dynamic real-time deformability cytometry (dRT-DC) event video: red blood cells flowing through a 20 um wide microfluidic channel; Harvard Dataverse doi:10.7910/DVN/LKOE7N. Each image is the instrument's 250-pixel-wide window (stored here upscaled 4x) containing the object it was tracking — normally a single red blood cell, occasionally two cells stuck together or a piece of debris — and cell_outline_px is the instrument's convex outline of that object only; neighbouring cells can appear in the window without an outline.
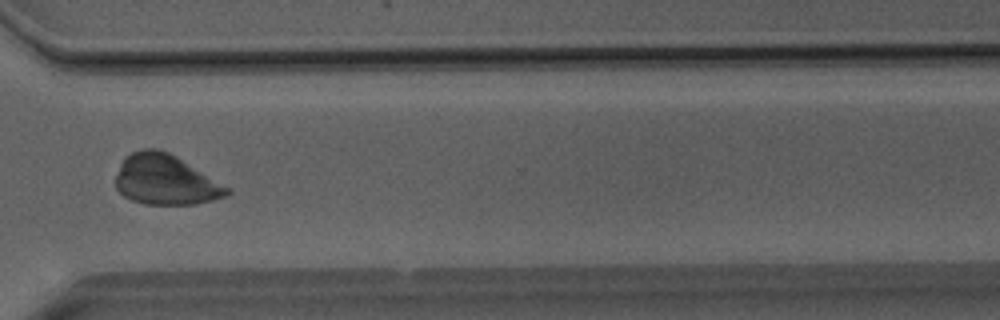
{"species": "Egyptian fruit bat (a non-hibernating species)", "species_latin": "Rousettus aegyptiacus", "temperature_condition": "room temperature", "stored_images_in_passage": 51, "camera_frame_rate_fps": 3000, "um_per_image_px": 0.085, "animal": {"sex": "male"}, "frame": {"image": 1, "passage_image": 38, "time_ms": 12.333, "image_size_px": [1000, 320], "cell_outline_px": [[232, 192], [224, 196], [212, 200], [196, 204], [144, 204], [132, 200], [124, 196], [116, 188], [116, 176], [120, 164], [124, 156], [132, 152], [144, 148], [156, 148], [168, 152], [176, 156], [232, 188]], "centroid_in_image_um": [14.08, 15.28], "position_along_channel_um": 356.5, "area_um2": 32.66}}
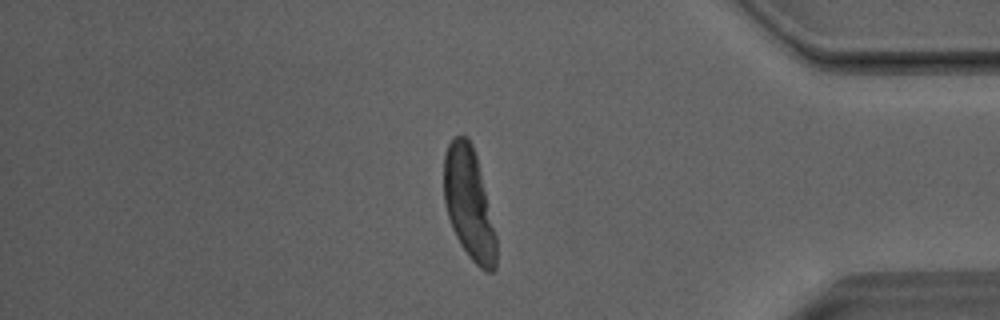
{"frame": {"image": 2, "passage_image": 43, "time_ms": 14.0, "image_size_px": [1000, 320], "cell_outline_px": [[496, 268], [492, 272], [488, 272], [480, 268], [468, 256], [460, 244], [452, 228], [448, 216], [444, 200], [444, 152], [448, 144], [456, 136], [464, 136], [472, 144], [476, 156], [496, 236]], "centroid_in_image_um": [39.85, 17.33], "position_along_channel_um": 395.4, "area_um2": 33.52}}